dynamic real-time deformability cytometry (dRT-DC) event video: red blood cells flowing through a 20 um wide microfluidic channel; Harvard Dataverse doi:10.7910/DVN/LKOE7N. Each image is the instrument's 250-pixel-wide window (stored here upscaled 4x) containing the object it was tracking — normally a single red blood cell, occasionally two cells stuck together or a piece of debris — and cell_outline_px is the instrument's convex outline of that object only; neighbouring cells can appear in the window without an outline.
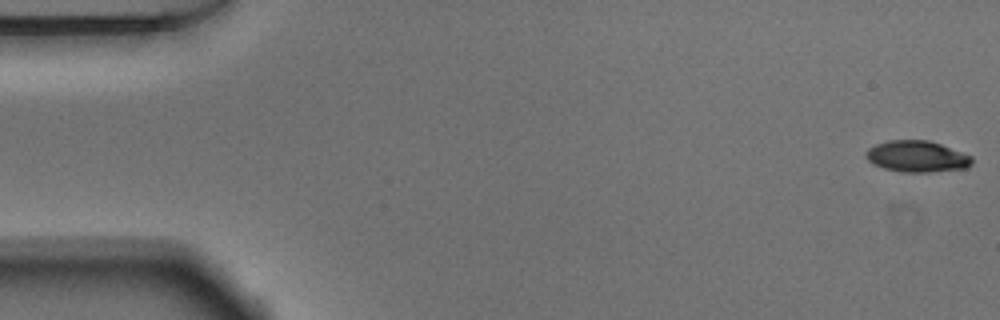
{"species": "Egyptian fruit bat (a non-hibernating species)", "species_latin": "Rousettus aegyptiacus", "temperature_condition": "warm", "stored_images_in_passage": 52, "camera_frame_rate_fps": 3000, "um_per_image_px": 0.085, "animal": {"sex": "male"}, "frame": {"image": 1, "passage_image": 1, "time_ms": 0.0, "image_size_px": [1000, 320], "cell_outline_px": [[972, 164], [968, 168], [928, 172], [904, 172], [884, 168], [872, 164], [864, 156], [868, 148], [876, 144], [888, 140], [928, 140], [940, 144], [972, 156]], "centroid_in_image_um": [77.93, 13.3], "position_along_channel_um": 7.1, "area_um2": 19.36}}
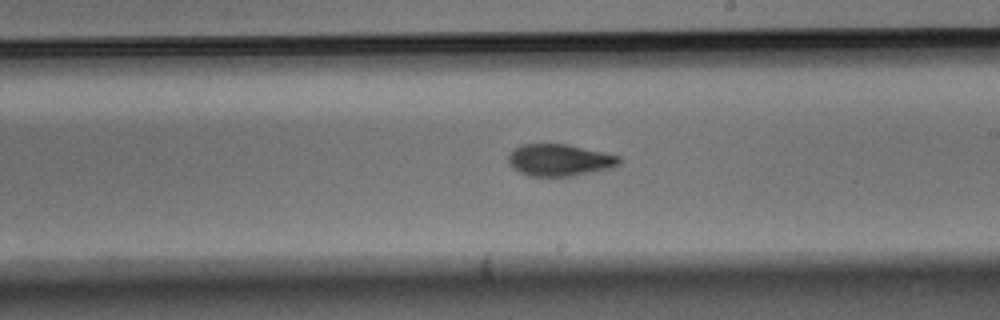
{"frame": {"image": 2, "passage_image": 30, "time_ms": 9.667, "image_size_px": [1000, 320], "cell_outline_px": [[620, 164], [612, 168], [572, 176], [528, 176], [512, 168], [508, 164], [508, 156], [520, 144], [568, 144], [604, 152], [620, 156]], "centroid_in_image_um": [47.57, 13.61], "position_along_channel_um": 241.4, "area_um2": 20.69}}
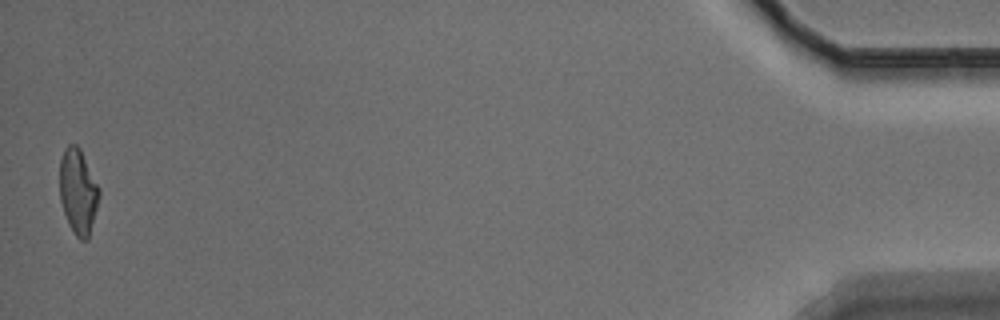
{"frame": {"image": 3, "passage_image": 52, "time_ms": 17.0, "image_size_px": [1000, 320], "cell_outline_px": [[100, 196], [88, 240], [80, 240], [76, 236], [68, 224], [60, 200], [60, 160], [64, 148], [68, 144], [76, 144], [80, 148], [100, 188]], "centroid_in_image_um": [6.64, 16.27], "position_along_channel_um": 428.6, "area_um2": 19.71}, "authors_computed_cell_mechanics": {"area_um2": 20.4034, "velocity_mm_per_s": 3.8493, "shape_relaxation_time_tau1_ms": 4.7963, "shape_relaxation_time_tau2_ms": 3.9545, "deformation_change_tau1": 0.1657, "deformation_change_tau2": 0.11}}